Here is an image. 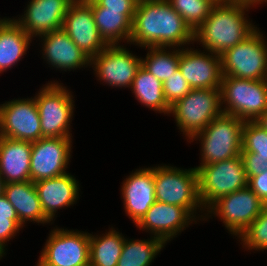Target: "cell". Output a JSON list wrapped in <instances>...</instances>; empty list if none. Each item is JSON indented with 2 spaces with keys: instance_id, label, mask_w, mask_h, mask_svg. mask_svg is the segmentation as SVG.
Instances as JSON below:
<instances>
[{
  "instance_id": "6da1fadb",
  "label": "cell",
  "mask_w": 267,
  "mask_h": 266,
  "mask_svg": "<svg viewBox=\"0 0 267 266\" xmlns=\"http://www.w3.org/2000/svg\"><path fill=\"white\" fill-rule=\"evenodd\" d=\"M129 43L184 48L194 44V31L167 0H144L137 3Z\"/></svg>"
},
{
  "instance_id": "7a4b0ae2",
  "label": "cell",
  "mask_w": 267,
  "mask_h": 266,
  "mask_svg": "<svg viewBox=\"0 0 267 266\" xmlns=\"http://www.w3.org/2000/svg\"><path fill=\"white\" fill-rule=\"evenodd\" d=\"M252 7L236 2L214 5L209 16L194 31V42H200L205 51L223 54L257 29L245 13Z\"/></svg>"
},
{
  "instance_id": "3957f363",
  "label": "cell",
  "mask_w": 267,
  "mask_h": 266,
  "mask_svg": "<svg viewBox=\"0 0 267 266\" xmlns=\"http://www.w3.org/2000/svg\"><path fill=\"white\" fill-rule=\"evenodd\" d=\"M244 123L245 121L236 116L222 113L201 132L195 134L188 142L196 139L201 143L199 166L241 155Z\"/></svg>"
},
{
  "instance_id": "277c9868",
  "label": "cell",
  "mask_w": 267,
  "mask_h": 266,
  "mask_svg": "<svg viewBox=\"0 0 267 266\" xmlns=\"http://www.w3.org/2000/svg\"><path fill=\"white\" fill-rule=\"evenodd\" d=\"M156 201L185 208L195 219L196 211L204 212L199 198L197 169L174 166H155Z\"/></svg>"
},
{
  "instance_id": "5b68a950",
  "label": "cell",
  "mask_w": 267,
  "mask_h": 266,
  "mask_svg": "<svg viewBox=\"0 0 267 266\" xmlns=\"http://www.w3.org/2000/svg\"><path fill=\"white\" fill-rule=\"evenodd\" d=\"M220 89L221 106L225 114L243 121H256L267 110V79L222 76Z\"/></svg>"
},
{
  "instance_id": "8992f818",
  "label": "cell",
  "mask_w": 267,
  "mask_h": 266,
  "mask_svg": "<svg viewBox=\"0 0 267 266\" xmlns=\"http://www.w3.org/2000/svg\"><path fill=\"white\" fill-rule=\"evenodd\" d=\"M222 113L221 89H192L170 106L169 115L189 141Z\"/></svg>"
},
{
  "instance_id": "52a82bcc",
  "label": "cell",
  "mask_w": 267,
  "mask_h": 266,
  "mask_svg": "<svg viewBox=\"0 0 267 266\" xmlns=\"http://www.w3.org/2000/svg\"><path fill=\"white\" fill-rule=\"evenodd\" d=\"M34 98L41 122L42 138L72 137L70 122L75 101L71 91L58 81H51Z\"/></svg>"
},
{
  "instance_id": "ba28073f",
  "label": "cell",
  "mask_w": 267,
  "mask_h": 266,
  "mask_svg": "<svg viewBox=\"0 0 267 266\" xmlns=\"http://www.w3.org/2000/svg\"><path fill=\"white\" fill-rule=\"evenodd\" d=\"M198 172L199 198L204 210L217 199L247 187L241 155L195 167Z\"/></svg>"
},
{
  "instance_id": "9c48e42d",
  "label": "cell",
  "mask_w": 267,
  "mask_h": 266,
  "mask_svg": "<svg viewBox=\"0 0 267 266\" xmlns=\"http://www.w3.org/2000/svg\"><path fill=\"white\" fill-rule=\"evenodd\" d=\"M264 38L257 28L245 40L221 54L222 76L267 79V42Z\"/></svg>"
},
{
  "instance_id": "30bf717a",
  "label": "cell",
  "mask_w": 267,
  "mask_h": 266,
  "mask_svg": "<svg viewBox=\"0 0 267 266\" xmlns=\"http://www.w3.org/2000/svg\"><path fill=\"white\" fill-rule=\"evenodd\" d=\"M265 206L260 198L247 186L220 197L207 208L206 213H204L205 216H200L203 221L211 217L209 214L214 215V217L218 216L230 234L239 237L260 215ZM206 217L207 219H205Z\"/></svg>"
},
{
  "instance_id": "8fae6325",
  "label": "cell",
  "mask_w": 267,
  "mask_h": 266,
  "mask_svg": "<svg viewBox=\"0 0 267 266\" xmlns=\"http://www.w3.org/2000/svg\"><path fill=\"white\" fill-rule=\"evenodd\" d=\"M90 233L54 228L39 256L38 266H90Z\"/></svg>"
},
{
  "instance_id": "7c38bea8",
  "label": "cell",
  "mask_w": 267,
  "mask_h": 266,
  "mask_svg": "<svg viewBox=\"0 0 267 266\" xmlns=\"http://www.w3.org/2000/svg\"><path fill=\"white\" fill-rule=\"evenodd\" d=\"M0 136L34 142L42 138L35 98L12 99L0 104Z\"/></svg>"
},
{
  "instance_id": "4fadbf2b",
  "label": "cell",
  "mask_w": 267,
  "mask_h": 266,
  "mask_svg": "<svg viewBox=\"0 0 267 266\" xmlns=\"http://www.w3.org/2000/svg\"><path fill=\"white\" fill-rule=\"evenodd\" d=\"M141 58L132 54L123 45H108L90 59L96 77L105 84L119 88H131L136 72L141 66Z\"/></svg>"
},
{
  "instance_id": "5bb4252c",
  "label": "cell",
  "mask_w": 267,
  "mask_h": 266,
  "mask_svg": "<svg viewBox=\"0 0 267 266\" xmlns=\"http://www.w3.org/2000/svg\"><path fill=\"white\" fill-rule=\"evenodd\" d=\"M72 137H43L32 142L30 180L37 182L67 173Z\"/></svg>"
},
{
  "instance_id": "9a60e30c",
  "label": "cell",
  "mask_w": 267,
  "mask_h": 266,
  "mask_svg": "<svg viewBox=\"0 0 267 266\" xmlns=\"http://www.w3.org/2000/svg\"><path fill=\"white\" fill-rule=\"evenodd\" d=\"M62 29L90 59L108 46L97 29L91 5L86 0H74L71 3Z\"/></svg>"
},
{
  "instance_id": "2e32d148",
  "label": "cell",
  "mask_w": 267,
  "mask_h": 266,
  "mask_svg": "<svg viewBox=\"0 0 267 266\" xmlns=\"http://www.w3.org/2000/svg\"><path fill=\"white\" fill-rule=\"evenodd\" d=\"M187 48V49H186ZM180 48L179 69L192 89H220L221 58L212 52Z\"/></svg>"
},
{
  "instance_id": "e0dca14e",
  "label": "cell",
  "mask_w": 267,
  "mask_h": 266,
  "mask_svg": "<svg viewBox=\"0 0 267 266\" xmlns=\"http://www.w3.org/2000/svg\"><path fill=\"white\" fill-rule=\"evenodd\" d=\"M201 218L195 219L185 208L156 201L136 224L165 243ZM196 220V221H195Z\"/></svg>"
},
{
  "instance_id": "ac0fdd59",
  "label": "cell",
  "mask_w": 267,
  "mask_h": 266,
  "mask_svg": "<svg viewBox=\"0 0 267 266\" xmlns=\"http://www.w3.org/2000/svg\"><path fill=\"white\" fill-rule=\"evenodd\" d=\"M74 0H31L24 15L14 20L33 39L61 29L64 17Z\"/></svg>"
},
{
  "instance_id": "d6986e66",
  "label": "cell",
  "mask_w": 267,
  "mask_h": 266,
  "mask_svg": "<svg viewBox=\"0 0 267 266\" xmlns=\"http://www.w3.org/2000/svg\"><path fill=\"white\" fill-rule=\"evenodd\" d=\"M120 191L125 212L136 225L156 202L154 167L132 171L122 182Z\"/></svg>"
},
{
  "instance_id": "ffe728a7",
  "label": "cell",
  "mask_w": 267,
  "mask_h": 266,
  "mask_svg": "<svg viewBox=\"0 0 267 266\" xmlns=\"http://www.w3.org/2000/svg\"><path fill=\"white\" fill-rule=\"evenodd\" d=\"M39 38L43 40V59L56 70L74 71L76 68L90 66V58L74 44L62 28L43 34Z\"/></svg>"
},
{
  "instance_id": "44dd1931",
  "label": "cell",
  "mask_w": 267,
  "mask_h": 266,
  "mask_svg": "<svg viewBox=\"0 0 267 266\" xmlns=\"http://www.w3.org/2000/svg\"><path fill=\"white\" fill-rule=\"evenodd\" d=\"M79 182L70 173L35 182L45 216L50 220L59 209L74 205L79 198Z\"/></svg>"
},
{
  "instance_id": "7402d4cb",
  "label": "cell",
  "mask_w": 267,
  "mask_h": 266,
  "mask_svg": "<svg viewBox=\"0 0 267 266\" xmlns=\"http://www.w3.org/2000/svg\"><path fill=\"white\" fill-rule=\"evenodd\" d=\"M32 142L0 136V176L4 183L30 181Z\"/></svg>"
},
{
  "instance_id": "603a6c76",
  "label": "cell",
  "mask_w": 267,
  "mask_h": 266,
  "mask_svg": "<svg viewBox=\"0 0 267 266\" xmlns=\"http://www.w3.org/2000/svg\"><path fill=\"white\" fill-rule=\"evenodd\" d=\"M3 194L16 210L23 226L27 221L44 225L51 222L43 212L35 184L31 180L5 184Z\"/></svg>"
},
{
  "instance_id": "cb8c5ba5",
  "label": "cell",
  "mask_w": 267,
  "mask_h": 266,
  "mask_svg": "<svg viewBox=\"0 0 267 266\" xmlns=\"http://www.w3.org/2000/svg\"><path fill=\"white\" fill-rule=\"evenodd\" d=\"M32 38L13 19L0 27V74L13 68L26 54Z\"/></svg>"
},
{
  "instance_id": "d4e9b609",
  "label": "cell",
  "mask_w": 267,
  "mask_h": 266,
  "mask_svg": "<svg viewBox=\"0 0 267 266\" xmlns=\"http://www.w3.org/2000/svg\"><path fill=\"white\" fill-rule=\"evenodd\" d=\"M92 9L95 24L108 45H120L130 41L132 22L121 11L103 10L93 0H86Z\"/></svg>"
},
{
  "instance_id": "484cf974",
  "label": "cell",
  "mask_w": 267,
  "mask_h": 266,
  "mask_svg": "<svg viewBox=\"0 0 267 266\" xmlns=\"http://www.w3.org/2000/svg\"><path fill=\"white\" fill-rule=\"evenodd\" d=\"M130 89L142 105L160 114L169 115L170 106L164 98L163 83L142 65L137 70Z\"/></svg>"
},
{
  "instance_id": "4316f807",
  "label": "cell",
  "mask_w": 267,
  "mask_h": 266,
  "mask_svg": "<svg viewBox=\"0 0 267 266\" xmlns=\"http://www.w3.org/2000/svg\"><path fill=\"white\" fill-rule=\"evenodd\" d=\"M124 242V235L113 227L100 236L90 233V266H117Z\"/></svg>"
},
{
  "instance_id": "83f0119b",
  "label": "cell",
  "mask_w": 267,
  "mask_h": 266,
  "mask_svg": "<svg viewBox=\"0 0 267 266\" xmlns=\"http://www.w3.org/2000/svg\"><path fill=\"white\" fill-rule=\"evenodd\" d=\"M165 242L151 235L148 240L126 239L117 266H150L165 247Z\"/></svg>"
},
{
  "instance_id": "f1b7e54d",
  "label": "cell",
  "mask_w": 267,
  "mask_h": 266,
  "mask_svg": "<svg viewBox=\"0 0 267 266\" xmlns=\"http://www.w3.org/2000/svg\"><path fill=\"white\" fill-rule=\"evenodd\" d=\"M148 53L141 58V65L162 83L169 80L179 68L180 48L145 47ZM168 49V50H167Z\"/></svg>"
},
{
  "instance_id": "f546056e",
  "label": "cell",
  "mask_w": 267,
  "mask_h": 266,
  "mask_svg": "<svg viewBox=\"0 0 267 266\" xmlns=\"http://www.w3.org/2000/svg\"><path fill=\"white\" fill-rule=\"evenodd\" d=\"M173 9L195 31L209 16L215 5L210 0H167Z\"/></svg>"
},
{
  "instance_id": "4dcf8cb0",
  "label": "cell",
  "mask_w": 267,
  "mask_h": 266,
  "mask_svg": "<svg viewBox=\"0 0 267 266\" xmlns=\"http://www.w3.org/2000/svg\"><path fill=\"white\" fill-rule=\"evenodd\" d=\"M238 238L246 250H267V205Z\"/></svg>"
},
{
  "instance_id": "1f68e13d",
  "label": "cell",
  "mask_w": 267,
  "mask_h": 266,
  "mask_svg": "<svg viewBox=\"0 0 267 266\" xmlns=\"http://www.w3.org/2000/svg\"><path fill=\"white\" fill-rule=\"evenodd\" d=\"M267 155V131L255 121H245L242 128V150Z\"/></svg>"
},
{
  "instance_id": "d6a6232c",
  "label": "cell",
  "mask_w": 267,
  "mask_h": 266,
  "mask_svg": "<svg viewBox=\"0 0 267 266\" xmlns=\"http://www.w3.org/2000/svg\"><path fill=\"white\" fill-rule=\"evenodd\" d=\"M191 90L190 84L179 68L169 77V80L163 82V94L169 106L185 97Z\"/></svg>"
},
{
  "instance_id": "836d02e7",
  "label": "cell",
  "mask_w": 267,
  "mask_h": 266,
  "mask_svg": "<svg viewBox=\"0 0 267 266\" xmlns=\"http://www.w3.org/2000/svg\"><path fill=\"white\" fill-rule=\"evenodd\" d=\"M247 179L267 171V155H256L251 152H241Z\"/></svg>"
},
{
  "instance_id": "e575fe53",
  "label": "cell",
  "mask_w": 267,
  "mask_h": 266,
  "mask_svg": "<svg viewBox=\"0 0 267 266\" xmlns=\"http://www.w3.org/2000/svg\"><path fill=\"white\" fill-rule=\"evenodd\" d=\"M23 227L19 220H11L8 219V217L0 216V259H2L3 255L5 256L6 253L5 243L15 238L14 236H16Z\"/></svg>"
},
{
  "instance_id": "d590c367",
  "label": "cell",
  "mask_w": 267,
  "mask_h": 266,
  "mask_svg": "<svg viewBox=\"0 0 267 266\" xmlns=\"http://www.w3.org/2000/svg\"><path fill=\"white\" fill-rule=\"evenodd\" d=\"M103 10L121 11L131 22H133L136 0H93Z\"/></svg>"
},
{
  "instance_id": "8d00e7d4",
  "label": "cell",
  "mask_w": 267,
  "mask_h": 266,
  "mask_svg": "<svg viewBox=\"0 0 267 266\" xmlns=\"http://www.w3.org/2000/svg\"><path fill=\"white\" fill-rule=\"evenodd\" d=\"M247 186L267 205V171L248 178Z\"/></svg>"
},
{
  "instance_id": "74e56055",
  "label": "cell",
  "mask_w": 267,
  "mask_h": 266,
  "mask_svg": "<svg viewBox=\"0 0 267 266\" xmlns=\"http://www.w3.org/2000/svg\"><path fill=\"white\" fill-rule=\"evenodd\" d=\"M0 216L8 217V219L11 220H19L16 210L9 203L4 194L0 196Z\"/></svg>"
},
{
  "instance_id": "f35d334b",
  "label": "cell",
  "mask_w": 267,
  "mask_h": 266,
  "mask_svg": "<svg viewBox=\"0 0 267 266\" xmlns=\"http://www.w3.org/2000/svg\"><path fill=\"white\" fill-rule=\"evenodd\" d=\"M230 2L246 3L248 5H252L253 7H255L256 5L266 3L267 0H230Z\"/></svg>"
},
{
  "instance_id": "ab89813d",
  "label": "cell",
  "mask_w": 267,
  "mask_h": 266,
  "mask_svg": "<svg viewBox=\"0 0 267 266\" xmlns=\"http://www.w3.org/2000/svg\"><path fill=\"white\" fill-rule=\"evenodd\" d=\"M255 122L267 131V110Z\"/></svg>"
},
{
  "instance_id": "60d3db41",
  "label": "cell",
  "mask_w": 267,
  "mask_h": 266,
  "mask_svg": "<svg viewBox=\"0 0 267 266\" xmlns=\"http://www.w3.org/2000/svg\"><path fill=\"white\" fill-rule=\"evenodd\" d=\"M213 4H227L230 3V0H210Z\"/></svg>"
},
{
  "instance_id": "b9f144b4",
  "label": "cell",
  "mask_w": 267,
  "mask_h": 266,
  "mask_svg": "<svg viewBox=\"0 0 267 266\" xmlns=\"http://www.w3.org/2000/svg\"><path fill=\"white\" fill-rule=\"evenodd\" d=\"M4 185H5L4 180L0 176V196L3 195V193H4Z\"/></svg>"
},
{
  "instance_id": "7bdbcfd3",
  "label": "cell",
  "mask_w": 267,
  "mask_h": 266,
  "mask_svg": "<svg viewBox=\"0 0 267 266\" xmlns=\"http://www.w3.org/2000/svg\"><path fill=\"white\" fill-rule=\"evenodd\" d=\"M9 18H3V19H1L0 18V27L8 20Z\"/></svg>"
}]
</instances>
